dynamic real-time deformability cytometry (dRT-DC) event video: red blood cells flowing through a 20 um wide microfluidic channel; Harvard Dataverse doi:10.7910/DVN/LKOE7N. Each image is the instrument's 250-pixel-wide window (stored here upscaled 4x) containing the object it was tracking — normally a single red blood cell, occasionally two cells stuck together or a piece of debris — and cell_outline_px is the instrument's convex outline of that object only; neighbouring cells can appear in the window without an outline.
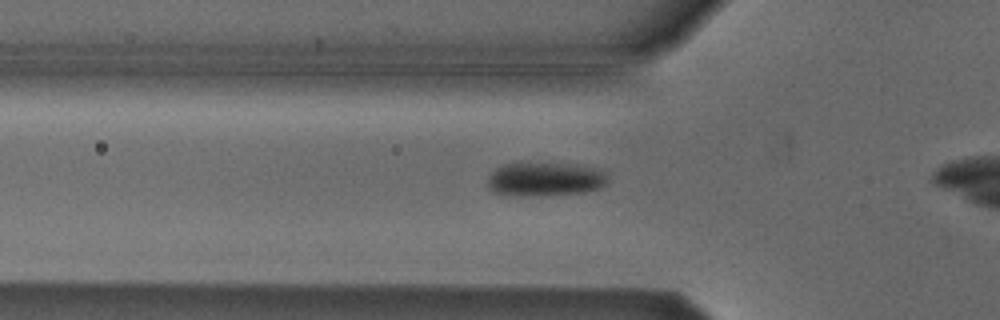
{"species": "Egyptian fruit bat (a non-hibernating species)", "species_latin": "Rousettus aegyptiacus", "temperature_condition": "cold", "stored_images_in_passage": 37, "camera_frame_rate_fps": 3000, "um_per_image_px": 0.085, "animal": {"sex": "male"}, "frame": {"image": 1, "passage_image": 11, "time_ms": 3.333, "image_size_px": [1000, 320], "cell_outline_px": [[608, 180], [604, 184], [596, 188], [584, 192], [496, 192], [488, 188], [488, 176], [496, 168], [504, 164], [516, 160], [520, 160], [584, 164], [596, 168], [604, 172]], "centroid_in_image_um": [46.34, 15.08], "position_along_channel_um": 79.5, "area_um2": 23.12}}
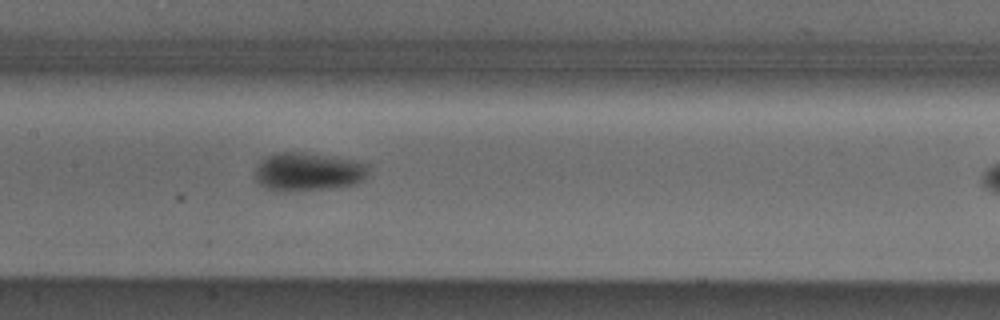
{"frame": {"image": 2, "passage_image": 19, "time_ms": 6.0, "image_size_px": [1000, 320], "cell_outline_px": [[372, 164], [368, 176], [356, 184], [328, 188], [280, 192], [264, 188], [256, 180], [256, 168], [260, 160], [268, 156], [280, 152], [300, 152], [332, 156], [356, 160]], "centroid_in_image_um": [26.24, 14.6], "position_along_channel_um": 181.2, "area_um2": 25.72}}
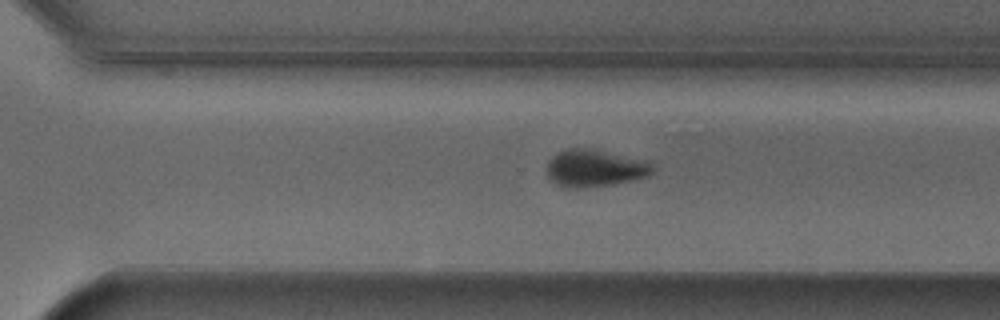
{"frame": {"image": 3, "passage_image": 30, "time_ms": 9.667, "image_size_px": [1000, 320], "cell_outline_px": [[652, 172], [644, 176], [628, 180], [608, 184], [580, 188], [576, 188], [560, 184], [552, 180], [548, 176], [548, 160], [556, 152], [564, 148], [584, 148], [644, 160], [652, 168]], "centroid_in_image_um": [50.46, 14.27], "position_along_channel_um": 320.1, "area_um2": 21.85}}